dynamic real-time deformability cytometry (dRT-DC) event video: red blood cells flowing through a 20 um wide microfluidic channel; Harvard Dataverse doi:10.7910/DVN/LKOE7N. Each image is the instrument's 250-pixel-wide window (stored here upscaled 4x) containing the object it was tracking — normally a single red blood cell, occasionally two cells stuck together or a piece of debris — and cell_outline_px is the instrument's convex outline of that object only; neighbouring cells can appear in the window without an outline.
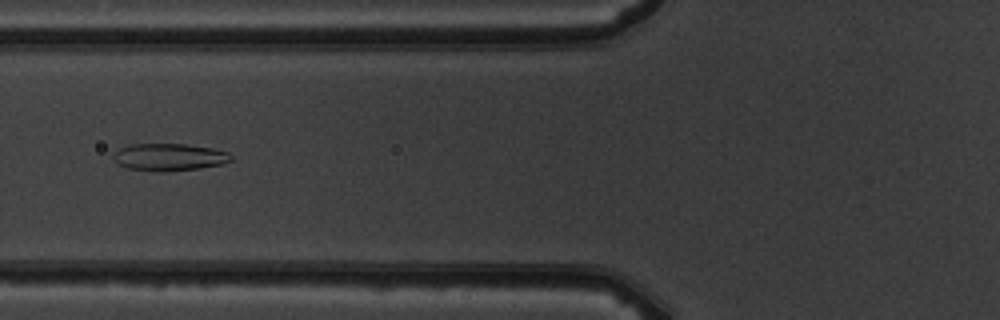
{"species": "common noctule bat (a hibernating species)", "species_latin": "Nyctalus noctula", "temperature_condition": "warm", "stored_images_in_passage": 3, "camera_frame_rate_fps": 3000, "um_per_image_px": 0.085, "animal": {"sex": "male", "body_mass_g": 19.5, "forearm_length_mm": 54.6}, "frame": {"image": 1, "passage_image": 3, "time_ms": 2.333, "image_size_px": [1000, 320], "cell_outline_px": [[232, 160], [224, 164], [200, 168], [164, 172], [156, 172], [128, 168], [120, 164], [112, 156], [120, 148], [128, 144], [184, 144], [212, 148], [228, 152], [232, 156]], "centroid_in_image_um": [14.42, 13.36], "position_along_channel_um": 111.4, "area_um2": 18.73}}